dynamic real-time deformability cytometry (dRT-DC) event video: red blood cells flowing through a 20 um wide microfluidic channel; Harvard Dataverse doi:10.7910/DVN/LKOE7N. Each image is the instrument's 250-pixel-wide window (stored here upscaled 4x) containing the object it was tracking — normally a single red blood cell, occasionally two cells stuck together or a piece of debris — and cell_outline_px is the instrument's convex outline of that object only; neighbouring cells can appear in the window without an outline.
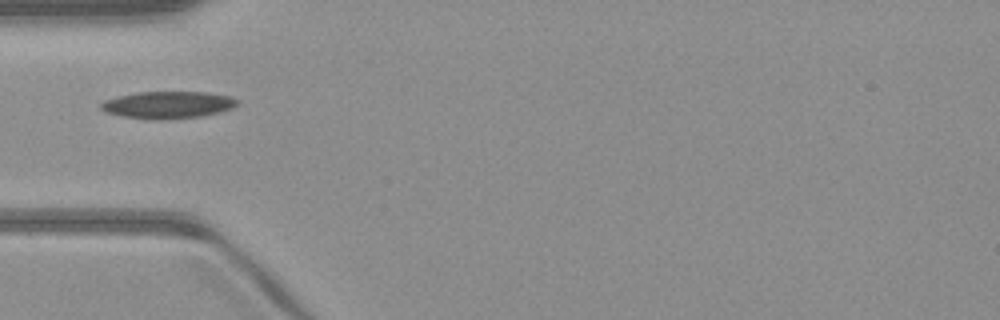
{"species": "common noctule bat (a hibernating species)", "species_latin": "Nyctalus noctula", "temperature_condition": "warm", "stored_images_in_passage": 36, "camera_frame_rate_fps": 3000, "um_per_image_px": 0.085, "animal": {"sex": "male", "body_mass_g": 23.1, "forearm_length_mm": 52.7}, "frame": {"image": 1, "passage_image": 1, "time_ms": 0.0, "image_size_px": [1000, 320], "cell_outline_px": [[240, 104], [232, 108], [220, 112], [200, 116], [160, 120], [148, 120], [120, 116], [108, 112], [100, 108], [100, 104], [104, 100], [116, 96], [140, 92], [208, 92], [232, 96], [240, 100]], "centroid_in_image_um": [14.3, 8.91], "position_along_channel_um": 70.7, "area_um2": 21.85}}
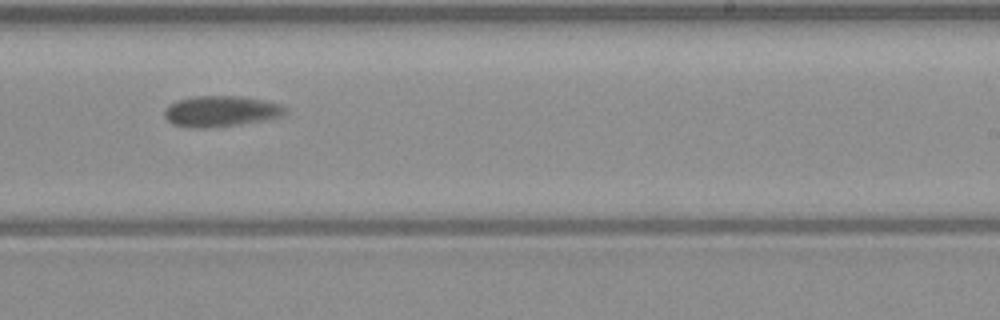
{"frame": {"image": 2, "passage_image": 16, "time_ms": 5.0, "image_size_px": [1000, 320], "cell_outline_px": [[288, 112], [284, 116], [268, 120], [216, 128], [188, 128], [172, 124], [164, 116], [164, 108], [168, 104], [176, 100], [192, 96], [240, 96], [264, 100], [280, 104], [288, 108]], "centroid_in_image_um": [18.79, 9.47], "position_along_channel_um": 270.2, "area_um2": 22.43}}
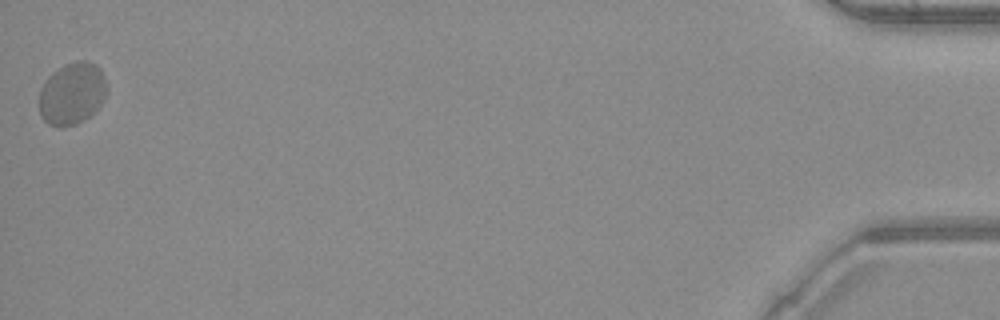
{"frame": {"image": 3, "passage_image": 36, "time_ms": 11.667, "image_size_px": [1000, 320], "cell_outline_px": [[108, 88], [104, 100], [84, 120], [76, 124], [64, 128], [60, 128], [48, 124], [40, 116], [40, 88], [44, 80], [52, 72], [64, 64], [76, 60], [88, 60], [96, 64], [100, 68], [104, 76]], "centroid_in_image_um": [6.12, 7.93], "position_along_channel_um": 429.1, "area_um2": 24.91}}